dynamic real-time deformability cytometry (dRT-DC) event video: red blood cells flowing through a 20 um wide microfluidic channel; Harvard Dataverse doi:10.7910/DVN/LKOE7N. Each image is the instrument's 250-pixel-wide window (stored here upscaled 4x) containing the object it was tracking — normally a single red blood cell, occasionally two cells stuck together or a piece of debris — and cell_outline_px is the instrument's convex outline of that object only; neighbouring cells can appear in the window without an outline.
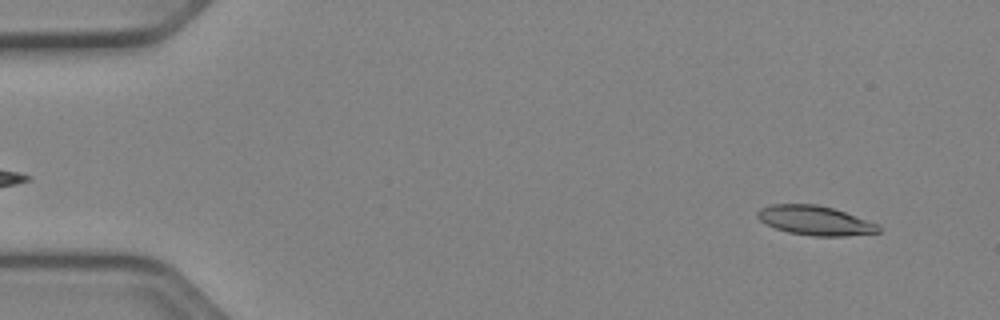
{"species": "Egyptian fruit bat (a non-hibernating species)", "species_latin": "Rousettus aegyptiacus", "temperature_condition": "cold", "stored_images_in_passage": 51, "camera_frame_rate_fps": 3000, "um_per_image_px": 0.085, "animal": {"sex": "female"}, "frame": {"image": 1, "passage_image": 4, "time_ms": 1.0, "image_size_px": [1000, 320], "cell_outline_px": [[880, 232], [844, 236], [812, 236], [788, 232], [764, 224], [756, 216], [756, 212], [760, 208], [772, 204], [816, 204], [832, 208], [880, 224]], "centroid_in_image_um": [69.26, 18.74], "position_along_channel_um": 15.7, "area_um2": 20.75}}
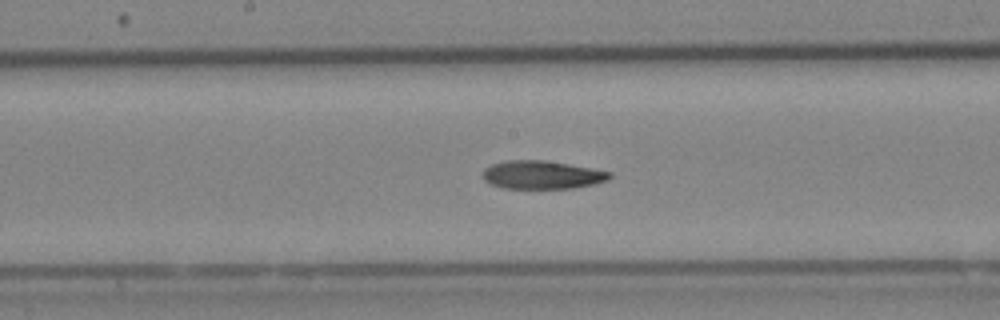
{"frame": {"image": 2, "passage_image": 27, "time_ms": 8.667, "image_size_px": [1000, 320], "cell_outline_px": [[612, 176], [608, 180], [596, 184], [572, 188], [500, 188], [484, 180], [484, 168], [492, 164], [508, 160], [544, 160], [568, 164], [612, 172]], "centroid_in_image_um": [46.09, 14.86], "position_along_channel_um": 202.1, "area_um2": 20.81}}
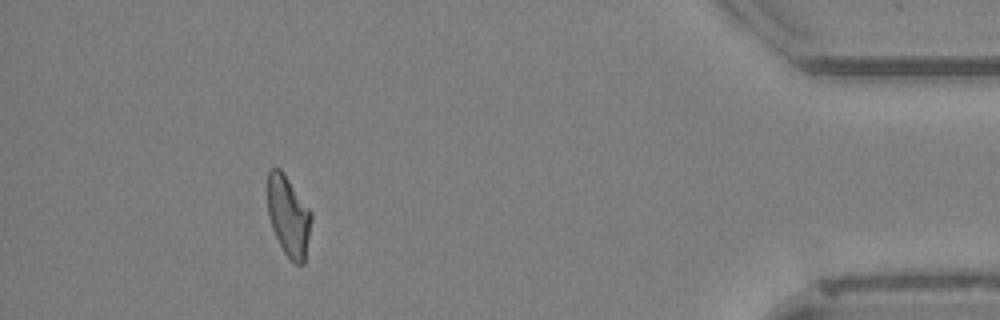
{"frame": {"image": 3, "passage_image": 47, "time_ms": 15.333, "image_size_px": [1000, 320], "cell_outline_px": [[312, 216], [304, 264], [296, 264], [284, 252], [272, 228], [268, 216], [268, 172], [272, 168], [280, 168], [312, 212]], "centroid_in_image_um": [24.52, 18.36], "position_along_channel_um": 410.7, "area_um2": 20.17}}